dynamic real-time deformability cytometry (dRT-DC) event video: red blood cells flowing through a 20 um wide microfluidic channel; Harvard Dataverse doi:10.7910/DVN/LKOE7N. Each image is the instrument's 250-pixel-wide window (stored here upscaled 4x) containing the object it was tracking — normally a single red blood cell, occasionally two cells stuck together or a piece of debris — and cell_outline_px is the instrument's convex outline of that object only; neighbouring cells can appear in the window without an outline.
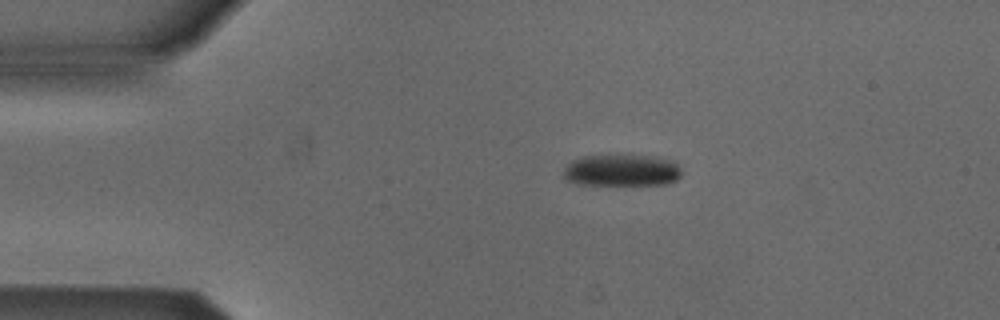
{"species": "Egyptian fruit bat (a non-hibernating species)", "species_latin": "Rousettus aegyptiacus", "temperature_condition": "cold", "stored_images_in_passage": 43, "camera_frame_rate_fps": 3000, "um_per_image_px": 0.085, "animal": {"sex": "male"}, "frame": {"image": 1, "passage_image": 1, "time_ms": 0.0, "image_size_px": [1000, 320], "cell_outline_px": [[680, 176], [676, 180], [668, 184], [576, 184], [564, 180], [564, 168], [572, 160], [584, 156], [644, 156], [664, 160], [676, 164], [680, 168]], "centroid_in_image_um": [52.77, 14.5], "position_along_channel_um": 32.2, "area_um2": 21.27}}
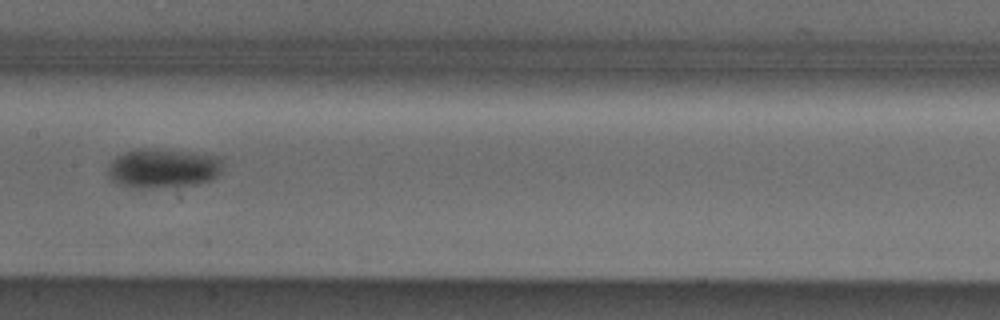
{"frame": {"image": 2, "passage_image": 17, "time_ms": 5.333, "image_size_px": [1000, 320], "cell_outline_px": [[220, 172], [212, 180], [196, 184], [140, 188], [136, 188], [120, 184], [112, 180], [108, 172], [108, 168], [112, 160], [116, 156], [124, 152], [140, 148], [152, 148], [220, 156]], "centroid_in_image_um": [13.83, 14.29], "position_along_channel_um": 193.6, "area_um2": 25.95}}
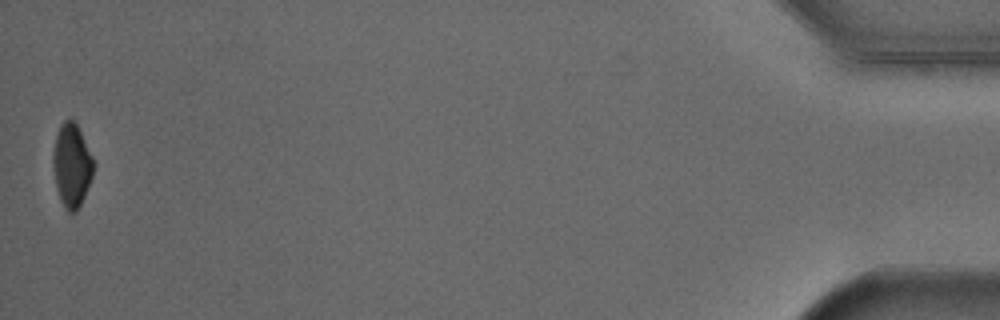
{"frame": {"image": 3, "passage_image": 43, "time_ms": 14.0, "image_size_px": [1000, 320], "cell_outline_px": [[92, 176], [84, 196], [76, 212], [68, 212], [64, 208], [60, 200], [56, 188], [52, 164], [52, 152], [56, 136], [60, 124], [64, 120], [72, 120], [76, 124], [92, 156]], "centroid_in_image_um": [6.05, 14.07], "position_along_channel_um": 429.1, "area_um2": 19.36}, "authors_computed_cell_mechanics": {"area_um2": 24.0448, "velocity_mm_per_s": 3.8731, "shape_relaxation_time_tau1_ms": 1.5212, "shape_relaxation_time_tau2_ms": null, "deformation_change_tau1": 0.0709, "deformation_change_tau2": null}}